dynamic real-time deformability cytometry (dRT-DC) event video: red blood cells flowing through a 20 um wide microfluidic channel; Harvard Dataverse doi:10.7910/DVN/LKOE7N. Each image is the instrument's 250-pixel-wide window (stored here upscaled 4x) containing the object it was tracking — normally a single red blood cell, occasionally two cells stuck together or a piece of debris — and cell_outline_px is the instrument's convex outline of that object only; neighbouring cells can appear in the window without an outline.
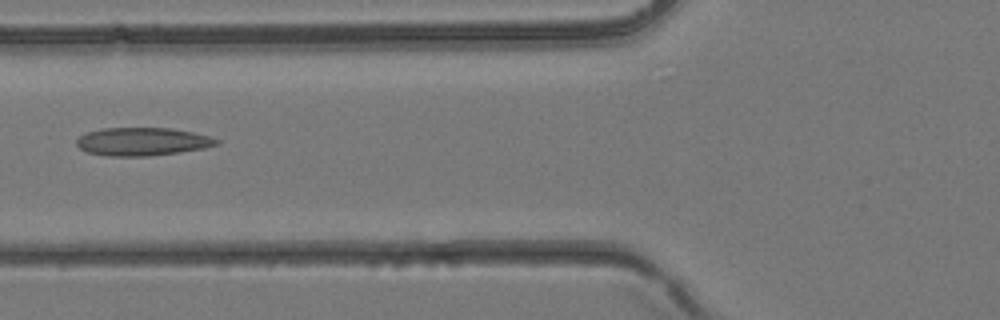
{"species": "common noctule bat (a hibernating species)", "species_latin": "Nyctalus noctula", "temperature_condition": "room temperature", "stored_images_in_passage": 4, "camera_frame_rate_fps": 3000, "um_per_image_px": 0.085, "animal": {"sex": "female", "body_mass_g": 24.6, "forearm_length_mm": 56.2}, "frame": {"image": 1, "passage_image": 4, "time_ms": 1.0, "image_size_px": [1000, 320], "cell_outline_px": [[220, 144], [204, 148], [148, 156], [108, 156], [88, 152], [80, 148], [76, 144], [76, 140], [80, 136], [88, 132], [100, 128], [172, 128], [192, 132], [208, 136], [220, 140]], "centroid_in_image_um": [12.1, 12.03], "position_along_channel_um": 113.7, "area_um2": 22.77}}